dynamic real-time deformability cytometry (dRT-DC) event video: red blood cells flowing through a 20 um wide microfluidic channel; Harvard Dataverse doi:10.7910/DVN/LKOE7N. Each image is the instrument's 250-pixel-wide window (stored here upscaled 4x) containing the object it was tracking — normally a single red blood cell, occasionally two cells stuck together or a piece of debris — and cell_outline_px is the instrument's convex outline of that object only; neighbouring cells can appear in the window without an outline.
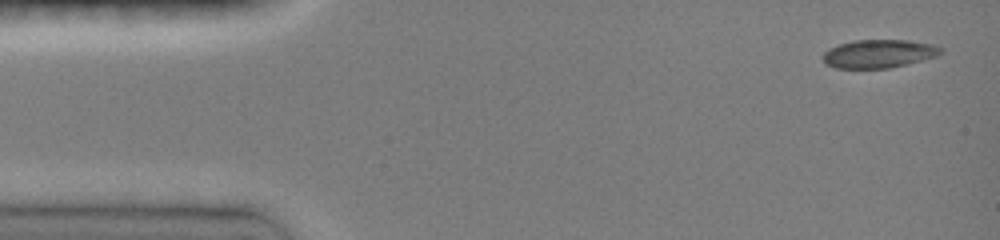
{"species": "common noctule bat (a hibernating species)", "species_latin": "Nyctalus noctula", "temperature_condition": "room temperature", "stored_images_in_passage": 18, "camera_frame_rate_fps": 3000, "um_per_image_px": 0.085, "animal": {"sex": "female", "body_mass_g": 19.0, "forearm_length_mm": 51.5}, "frame": {"image": 1, "passage_image": 1, "time_ms": 0.0, "image_size_px": [1000, 240], "cell_outline_px": [[944, 52], [936, 56], [888, 68], [836, 68], [824, 64], [820, 56], [828, 48], [852, 40], [908, 40], [932, 44], [944, 48]], "centroid_in_image_um": [74.65, 4.56], "position_along_channel_um": 10.4, "area_um2": 19.54}}
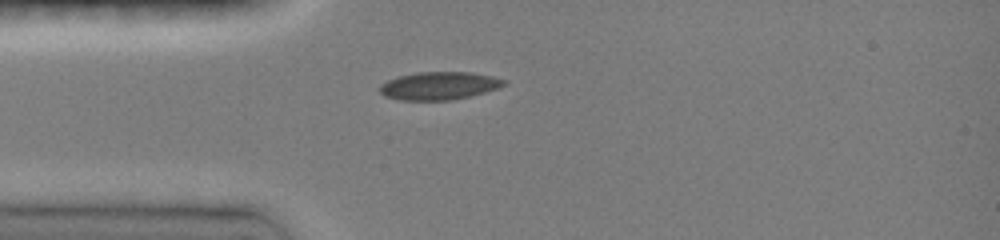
{"frame": {"image": 2, "passage_image": 9, "time_ms": 3.333, "image_size_px": [1000, 240], "cell_outline_px": [[508, 84], [500, 88], [468, 96], [448, 100], [400, 100], [384, 96], [380, 92], [380, 84], [396, 76], [416, 72], [472, 72], [492, 76], [508, 80]], "centroid_in_image_um": [37.34, 7.28], "position_along_channel_um": 47.7, "area_um2": 20.35}}
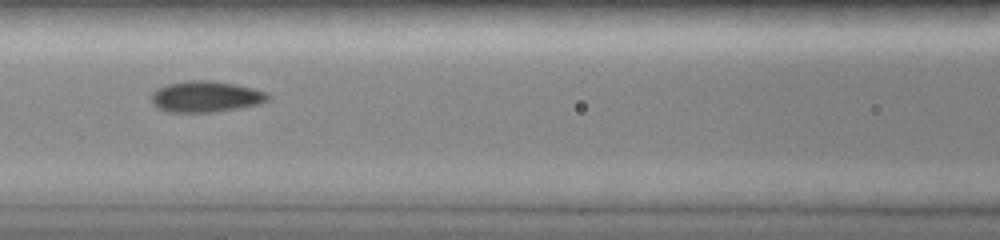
{"frame": {"image": 3, "passage_image": 16, "time_ms": 6.0, "image_size_px": [1000, 240], "cell_outline_px": [[268, 100], [260, 104], [240, 108], [216, 112], [168, 112], [152, 104], [152, 92], [156, 88], [168, 84], [184, 80], [208, 80], [236, 84], [252, 88], [264, 92], [268, 96]], "centroid_in_image_um": [17.46, 8.21], "position_along_channel_um": 149.1, "area_um2": 21.15}}